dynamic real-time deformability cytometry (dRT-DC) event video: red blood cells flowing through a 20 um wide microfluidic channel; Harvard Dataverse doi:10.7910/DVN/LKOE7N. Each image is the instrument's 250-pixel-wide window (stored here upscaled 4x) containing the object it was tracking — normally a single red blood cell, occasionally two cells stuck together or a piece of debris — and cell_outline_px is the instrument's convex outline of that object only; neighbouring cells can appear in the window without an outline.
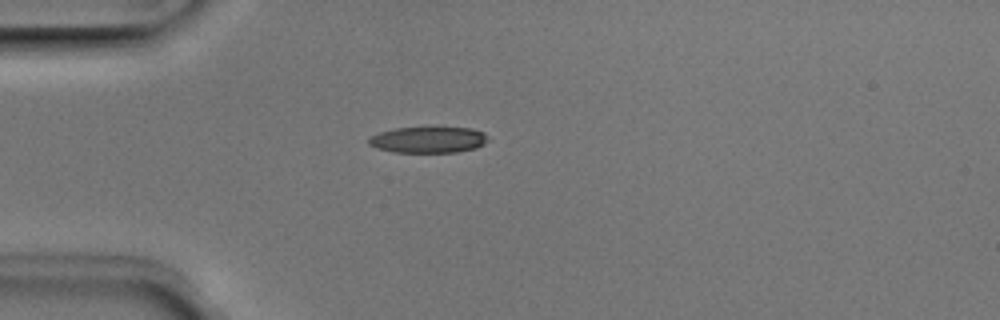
{"species": "Egyptian fruit bat (a non-hibernating species)", "species_latin": "Rousettus aegyptiacus", "temperature_condition": "room temperature", "stored_images_in_passage": 38, "camera_frame_rate_fps": 3000, "um_per_image_px": 0.085, "animal": {"sex": "male"}, "frame": {"image": 1, "passage_image": 1, "time_ms": 0.0, "image_size_px": [1000, 320], "cell_outline_px": [[488, 140], [484, 144], [476, 148], [456, 152], [396, 152], [376, 148], [368, 144], [368, 140], [372, 136], [380, 132], [396, 128], [472, 128], [484, 132]], "centroid_in_image_um": [36.42, 11.89], "position_along_channel_um": 48.6, "area_um2": 17.98}}
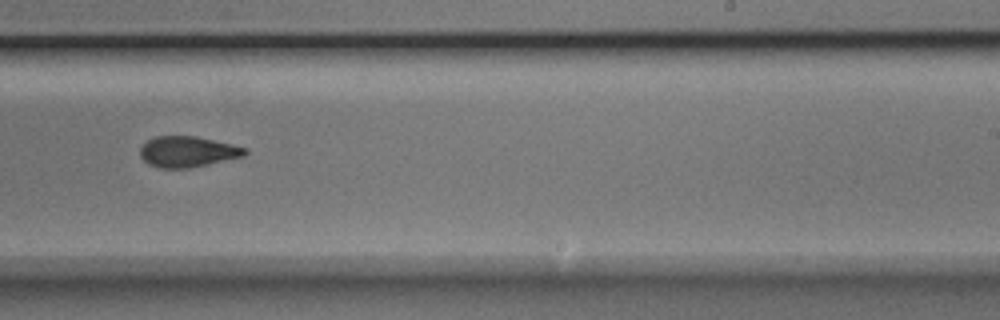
{"frame": {"image": 2, "passage_image": 19, "time_ms": 6.0, "image_size_px": [1000, 320], "cell_outline_px": [[248, 152], [244, 156], [208, 164], [188, 168], [160, 168], [148, 164], [140, 156], [140, 148], [148, 140], [156, 136], [196, 136], [232, 144], [248, 148]], "centroid_in_image_um": [15.96, 12.89], "position_along_channel_um": 273.0, "area_um2": 18.79}}
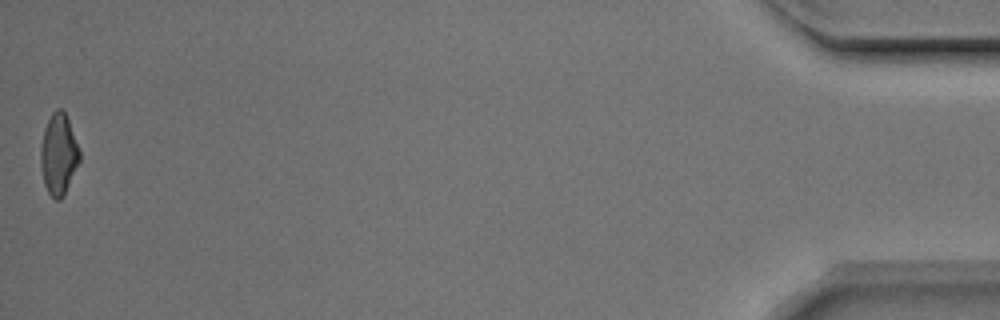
{"frame": {"image": 3, "passage_image": 38, "time_ms": 12.333, "image_size_px": [1000, 320], "cell_outline_px": [[80, 160], [64, 196], [60, 200], [56, 200], [48, 192], [44, 184], [40, 164], [40, 148], [44, 128], [52, 112], [56, 108], [60, 108], [64, 112], [68, 120], [80, 148]], "centroid_in_image_um": [4.98, 13.12], "position_along_channel_um": 430.2, "area_um2": 18.5}, "authors_computed_cell_mechanics": {"area_um2": 19.1607, "velocity_mm_per_s": 3.9912, "shape_relaxation_time_tau1_ms": 5.2399, "shape_relaxation_time_tau2_ms": 5.094, "deformation_change_tau1": 0.1598, "deformation_change_tau2": 0.1461}}